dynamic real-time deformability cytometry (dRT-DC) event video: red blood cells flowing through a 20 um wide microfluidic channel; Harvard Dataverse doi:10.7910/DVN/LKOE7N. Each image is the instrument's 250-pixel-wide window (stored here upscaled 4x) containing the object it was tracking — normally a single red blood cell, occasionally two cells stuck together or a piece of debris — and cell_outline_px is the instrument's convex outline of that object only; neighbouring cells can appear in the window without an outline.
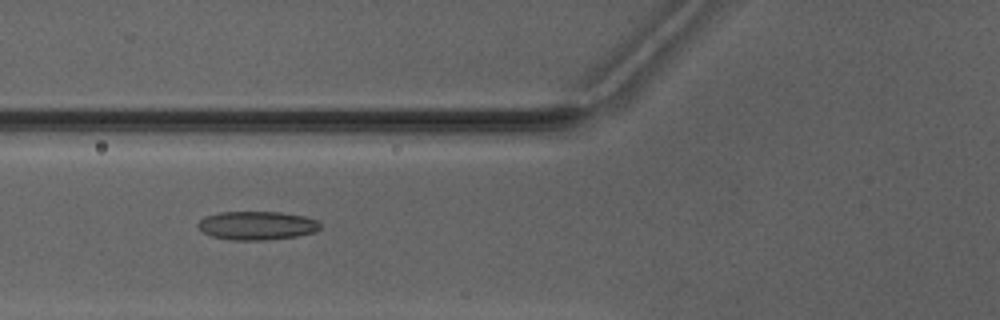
{"species": "Egyptian fruit bat (a non-hibernating species)", "species_latin": "Rousettus aegyptiacus", "temperature_condition": "warm", "stored_images_in_passage": 6, "camera_frame_rate_fps": 3000, "um_per_image_px": 0.085, "animal": {"sex": "male"}, "frame": {"image": 1, "passage_image": 5, "time_ms": 5.667, "image_size_px": [1000, 320], "cell_outline_px": [[320, 228], [316, 232], [296, 236], [260, 240], [232, 240], [212, 236], [204, 232], [196, 224], [204, 216], [220, 212], [280, 212], [304, 216], [316, 220], [320, 224]], "centroid_in_image_um": [21.83, 19.16], "position_along_channel_um": 104.0, "area_um2": 20.23}}
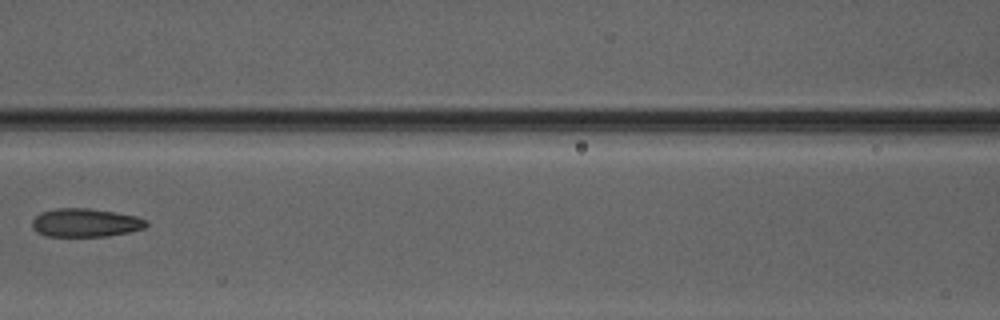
{"frame": {"image": 2, "passage_image": 6, "time_ms": 7.0, "image_size_px": [1000, 320], "cell_outline_px": [[148, 224], [144, 228], [128, 232], [104, 236], [44, 236], [36, 232], [32, 228], [32, 220], [40, 212], [56, 208], [88, 208], [116, 212], [136, 216], [148, 220]], "centroid_in_image_um": [7.24, 18.92], "position_along_channel_um": 159.4, "area_um2": 19.02}}